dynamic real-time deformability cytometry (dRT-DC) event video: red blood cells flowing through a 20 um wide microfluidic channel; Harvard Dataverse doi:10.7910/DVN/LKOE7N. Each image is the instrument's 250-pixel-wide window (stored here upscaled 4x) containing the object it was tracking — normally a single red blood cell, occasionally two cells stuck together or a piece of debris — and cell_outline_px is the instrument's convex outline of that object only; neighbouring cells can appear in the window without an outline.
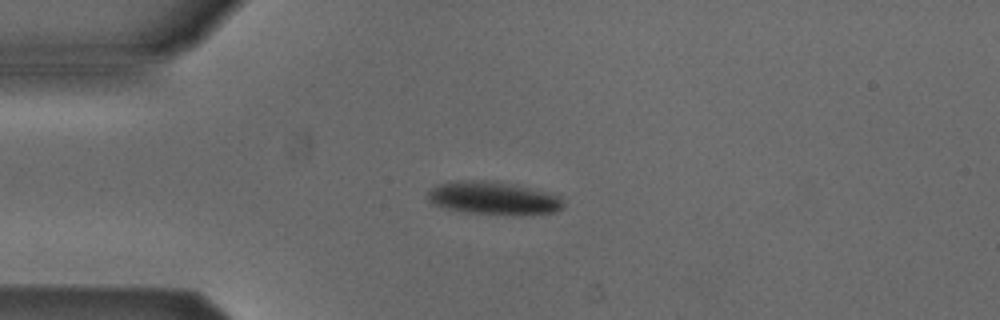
{"species": "Egyptian fruit bat (a non-hibernating species)", "species_latin": "Rousettus aegyptiacus", "temperature_condition": "cold", "stored_images_in_passage": 4, "camera_frame_rate_fps": 3000, "um_per_image_px": 0.085, "animal": {"sex": "male"}, "frame": {"image": 1, "passage_image": 3, "time_ms": 0.667, "image_size_px": [1000, 320], "cell_outline_px": [[564, 208], [556, 212], [520, 216], [512, 216], [468, 212], [448, 208], [432, 204], [428, 200], [428, 192], [432, 188], [440, 184], [452, 180], [488, 180], [512, 184], [560, 196], [564, 200]], "centroid_in_image_um": [41.98, 16.86], "position_along_channel_um": 43.0, "area_um2": 26.3}}